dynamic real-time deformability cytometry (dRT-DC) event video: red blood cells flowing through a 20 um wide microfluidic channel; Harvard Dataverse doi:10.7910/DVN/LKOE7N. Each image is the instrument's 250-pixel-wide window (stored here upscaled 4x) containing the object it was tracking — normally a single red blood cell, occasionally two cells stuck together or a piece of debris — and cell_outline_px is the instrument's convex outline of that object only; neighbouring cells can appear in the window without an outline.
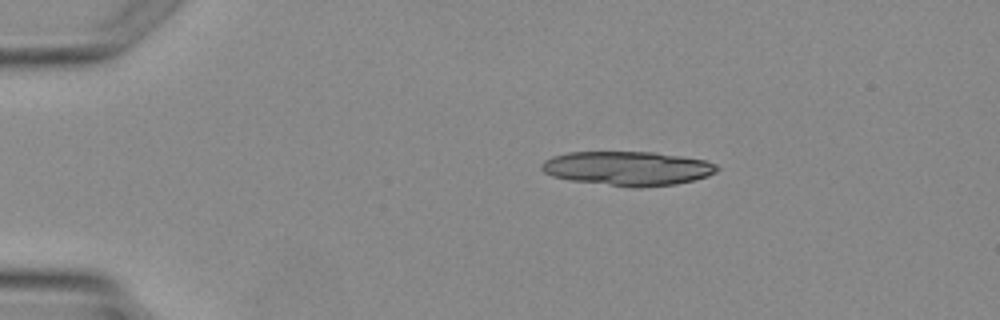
{"species": "Egyptian fruit bat (a non-hibernating species)", "species_latin": "Rousettus aegyptiacus", "temperature_condition": "warm", "stored_images_in_passage": 2, "camera_frame_rate_fps": 3000, "um_per_image_px": 0.085, "animal": {"sex": "female"}, "frame": {"image": 1, "passage_image": 2, "time_ms": 1.0, "image_size_px": [1000, 320], "cell_outline_px": [[720, 168], [716, 172], [708, 176], [676, 184], [640, 188], [632, 188], [568, 180], [552, 176], [544, 172], [540, 168], [540, 164], [544, 160], [552, 156], [568, 152], [656, 152], [704, 160], [716, 164]], "centroid_in_image_um": [53.32, 14.32], "position_along_channel_um": 31.7, "area_um2": 35.26}}